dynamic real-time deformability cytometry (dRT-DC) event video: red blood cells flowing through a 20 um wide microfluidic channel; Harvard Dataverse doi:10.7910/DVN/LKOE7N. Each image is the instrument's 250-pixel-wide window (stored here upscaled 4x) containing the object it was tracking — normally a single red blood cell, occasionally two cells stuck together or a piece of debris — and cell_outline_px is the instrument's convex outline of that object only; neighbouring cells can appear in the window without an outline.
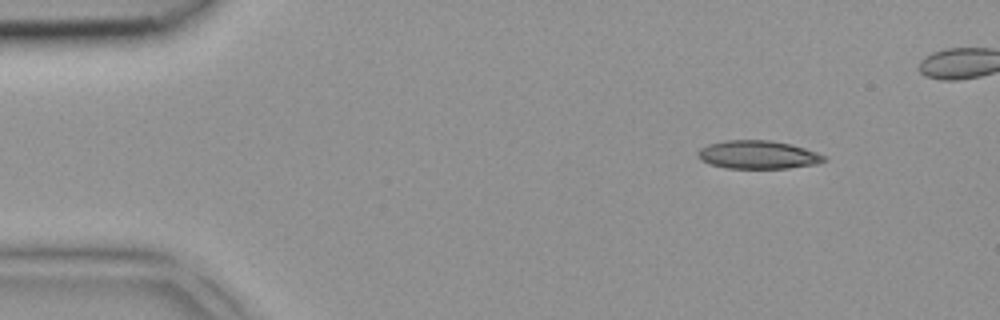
{"species": "common noctule bat (a hibernating species)", "species_latin": "Nyctalus noctula", "temperature_condition": "room temperature", "stored_images_in_passage": 4, "camera_frame_rate_fps": 3000, "um_per_image_px": 0.085, "animal": {"sex": "female", "body_mass_g": 18.4}, "frame": {"image": 1, "passage_image": 1, "time_ms": 0.0, "image_size_px": [1000, 320], "cell_outline_px": [[828, 160], [820, 164], [788, 168], [728, 168], [712, 164], [700, 160], [696, 156], [696, 152], [700, 148], [708, 144], [724, 140], [772, 140], [792, 144], [828, 156]], "centroid_in_image_um": [64.46, 13.15], "position_along_channel_um": 20.5, "area_um2": 21.1}}